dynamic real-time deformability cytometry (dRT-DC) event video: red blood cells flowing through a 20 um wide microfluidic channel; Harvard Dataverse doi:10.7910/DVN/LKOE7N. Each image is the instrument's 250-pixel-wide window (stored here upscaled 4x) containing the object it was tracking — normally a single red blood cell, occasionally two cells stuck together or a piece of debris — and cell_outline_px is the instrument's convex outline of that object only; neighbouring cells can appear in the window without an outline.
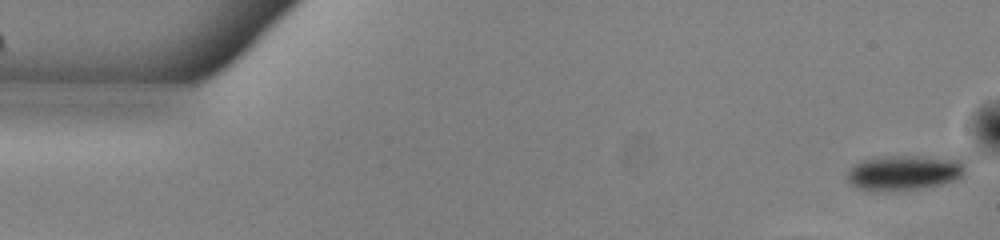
{"species": "common noctule bat (a hibernating species)", "species_latin": "Nyctalus noctula", "temperature_condition": "warm", "stored_images_in_passage": 42, "camera_frame_rate_fps": 3000, "um_per_image_px": 0.085, "animal": {"sex": "male", "body_mass_g": 13.0, "forearm_length_mm": 53.1}, "frame": {"image": 1, "passage_image": 1, "time_ms": 0.0, "image_size_px": [1000, 240], "cell_outline_px": [[964, 172], [960, 176], [952, 180], [940, 184], [920, 188], [884, 192], [856, 188], [848, 184], [848, 172], [852, 164], [864, 160], [884, 156], [964, 156]], "centroid_in_image_um": [76.88, 14.65], "position_along_channel_um": 8.1, "area_um2": 24.68}}
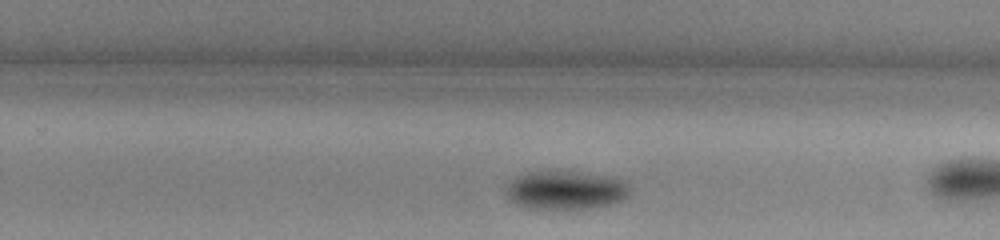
{"frame": {"image": 2, "passage_image": 30, "time_ms": 9.667, "image_size_px": [1000, 240], "cell_outline_px": [[628, 196], [620, 200], [608, 204], [584, 208], [528, 208], [516, 204], [508, 196], [508, 184], [516, 176], [524, 172], [548, 168], [612, 176], [624, 180], [628, 184]], "centroid_in_image_um": [48.06, 16.09], "position_along_channel_um": 281.7, "area_um2": 28.09}}
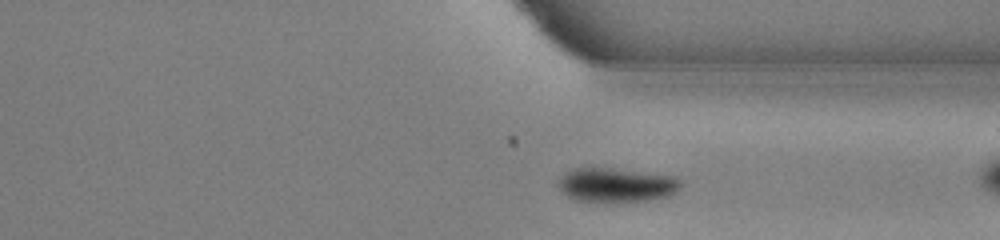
{"frame": {"image": 3, "passage_image": 36, "time_ms": 11.667, "image_size_px": [1000, 240], "cell_outline_px": [[680, 188], [676, 192], [668, 196], [648, 200], [616, 204], [608, 204], [576, 200], [568, 196], [560, 188], [560, 176], [576, 168], [612, 168], [672, 176], [680, 180]], "centroid_in_image_um": [52.4, 15.77], "position_along_channel_um": 359.0, "area_um2": 24.62}, "authors_computed_cell_mechanics": {"area_um2": 27.2527, "velocity_mm_per_s": 3.8465, "shape_relaxation_time_tau1_ms": 1.632, "shape_relaxation_time_tau2_ms": null, "deformation_change_tau1": 0.0776, "deformation_change_tau2": null}}